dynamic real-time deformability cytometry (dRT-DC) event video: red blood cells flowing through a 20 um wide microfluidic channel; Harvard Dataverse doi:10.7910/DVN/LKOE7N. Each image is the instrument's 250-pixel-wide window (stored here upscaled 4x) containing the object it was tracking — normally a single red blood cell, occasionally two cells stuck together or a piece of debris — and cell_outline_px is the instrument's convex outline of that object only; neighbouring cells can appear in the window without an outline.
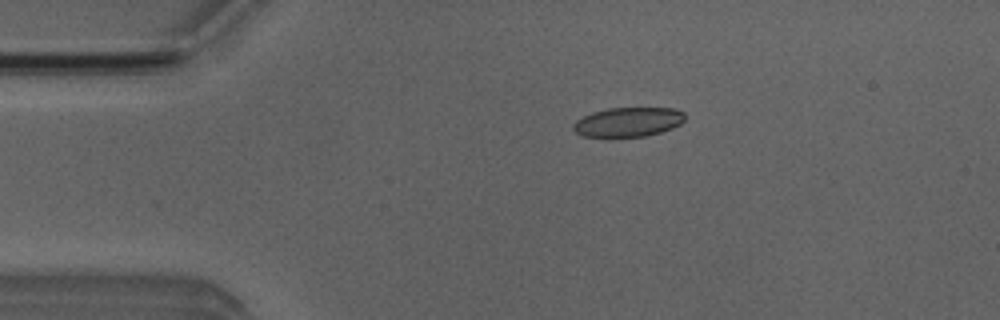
{"species": "Egyptian fruit bat (a non-hibernating species)", "species_latin": "Rousettus aegyptiacus", "temperature_condition": "room temperature", "stored_images_in_passage": 32, "camera_frame_rate_fps": 3000, "um_per_image_px": 0.085, "animal": {"sex": "male"}, "frame": {"image": 1, "passage_image": 3, "time_ms": 0.667, "image_size_px": [1000, 320], "cell_outline_px": [[684, 120], [680, 124], [672, 128], [660, 132], [644, 136], [580, 136], [572, 128], [572, 124], [576, 120], [592, 112], [608, 108], [676, 108], [684, 112]], "centroid_in_image_um": [53.38, 10.36], "position_along_channel_um": 31.6, "area_um2": 19.02}}
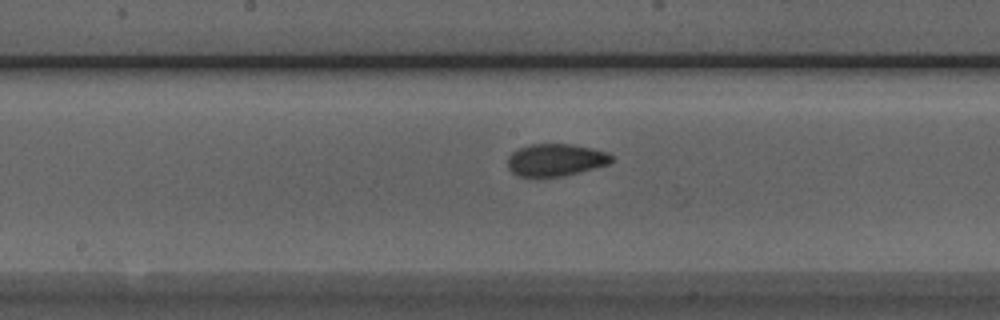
{"frame": {"image": 2, "passage_image": 19, "time_ms": 6.0, "image_size_px": [1000, 320], "cell_outline_px": [[612, 160], [608, 164], [564, 176], [520, 176], [512, 172], [508, 168], [508, 156], [512, 152], [520, 148], [532, 144], [572, 144], [592, 148], [608, 152], [612, 156]], "centroid_in_image_um": [47.23, 13.58], "position_along_channel_um": 201.0, "area_um2": 19.36}}
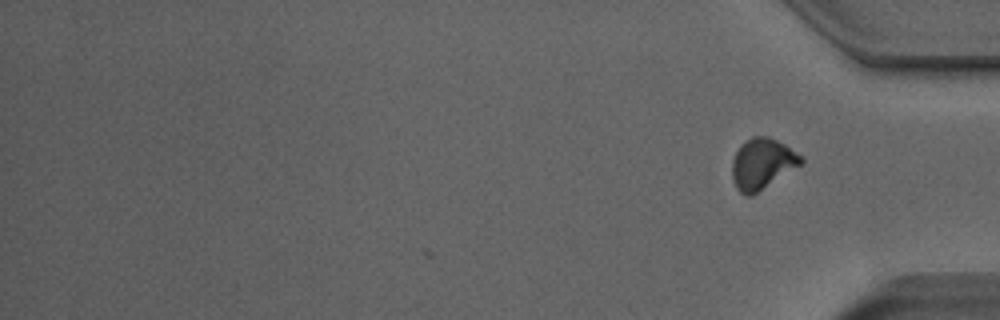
{"frame": {"image": 3, "passage_image": 32, "time_ms": 10.333, "image_size_px": [1000, 320], "cell_outline_px": [[804, 160], [800, 164], [752, 196], [744, 196], [736, 188], [732, 180], [732, 160], [740, 144], [752, 136], [768, 136], [784, 144], [800, 156]], "centroid_in_image_um": [64.72, 13.92], "position_along_channel_um": 370.5, "area_um2": 20.11}, "authors_computed_cell_mechanics": {"area_um2": 19.7387, "velocity_mm_per_s": 3.976, "shape_relaxation_time_tau1_ms": 5.1002, "shape_relaxation_time_tau2_ms": 1.1768, "deformation_change_tau1": 0.1339, "deformation_change_tau2": 0.0589}}